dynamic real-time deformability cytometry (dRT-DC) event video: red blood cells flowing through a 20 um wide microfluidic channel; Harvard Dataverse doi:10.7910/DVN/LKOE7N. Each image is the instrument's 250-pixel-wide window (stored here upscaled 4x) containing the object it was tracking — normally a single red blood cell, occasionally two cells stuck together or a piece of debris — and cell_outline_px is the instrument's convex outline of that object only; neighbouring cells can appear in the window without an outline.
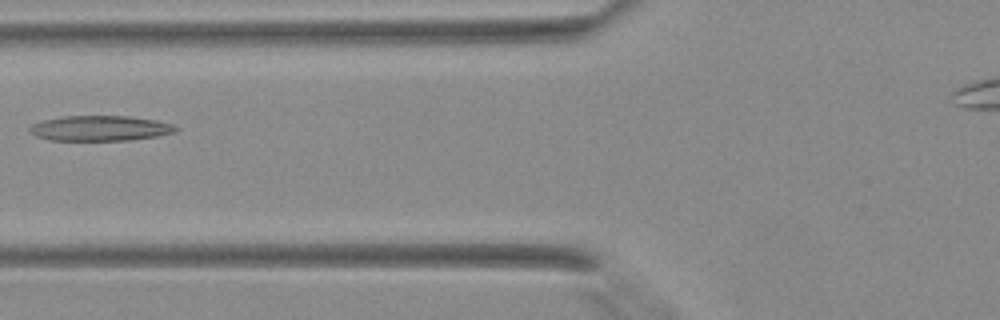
{"species": "Egyptian fruit bat (a non-hibernating species)", "species_latin": "Rousettus aegyptiacus", "temperature_condition": "warm", "stored_images_in_passage": 3, "segment_of_instrument_passage": [1, 2], "camera_frame_rate_fps": 3000, "um_per_image_px": 0.085, "animal": {"sex": "female"}, "frame": {"image": 1, "passage_image": 2, "time_ms": 0.333, "image_size_px": [1000, 320], "cell_outline_px": [[180, 128], [176, 132], [156, 136], [132, 140], [52, 140], [36, 136], [28, 132], [28, 128], [32, 124], [44, 120], [64, 116], [128, 116], [156, 120], [172, 124]], "centroid_in_image_um": [8.52, 10.9], "position_along_channel_um": 117.3, "area_um2": 21.5}}